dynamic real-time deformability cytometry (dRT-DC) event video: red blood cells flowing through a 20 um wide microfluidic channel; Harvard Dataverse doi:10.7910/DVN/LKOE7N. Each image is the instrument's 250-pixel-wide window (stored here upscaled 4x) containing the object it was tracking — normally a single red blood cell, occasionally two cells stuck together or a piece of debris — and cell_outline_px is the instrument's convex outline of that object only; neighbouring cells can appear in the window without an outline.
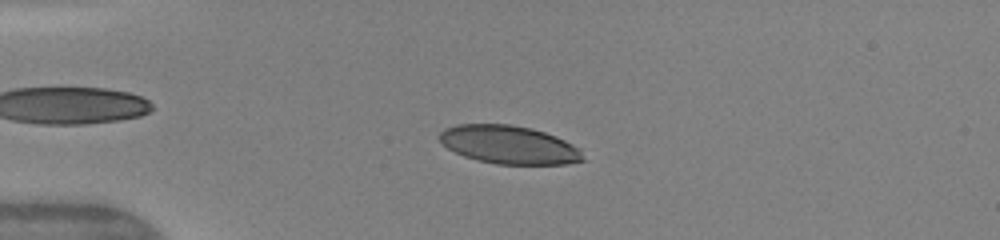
{"species": "human", "species_latin": "Homo sapiens", "temperature_condition": "warm", "stored_images_in_passage": 48, "camera_frame_rate_fps": 3000, "um_per_image_px": 0.085, "donor": {"sex": "female"}, "frame": {"image": 1, "passage_image": 12, "time_ms": 3.667, "image_size_px": [1000, 240], "cell_outline_px": [[584, 160], [568, 164], [496, 164], [476, 160], [464, 156], [448, 148], [440, 140], [440, 132], [444, 128], [456, 124], [512, 124], [532, 128], [556, 136], [580, 148]], "centroid_in_image_um": [43.27, 12.3], "position_along_channel_um": 41.7, "area_um2": 32.02}}
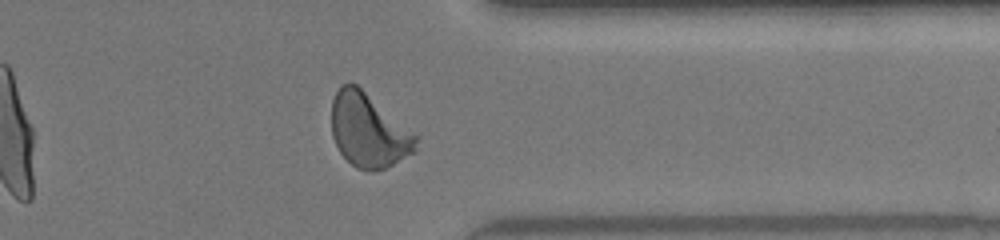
{"frame": {"image": 2, "passage_image": 39, "time_ms": 12.667, "image_size_px": [1000, 240], "cell_outline_px": [[420, 136], [416, 152], [384, 168], [372, 172], [356, 168], [340, 152], [332, 136], [332, 100], [336, 92], [348, 80], [356, 84]], "centroid_in_image_um": [31.37, 11.09], "position_along_channel_um": 380.0, "area_um2": 36.53}}
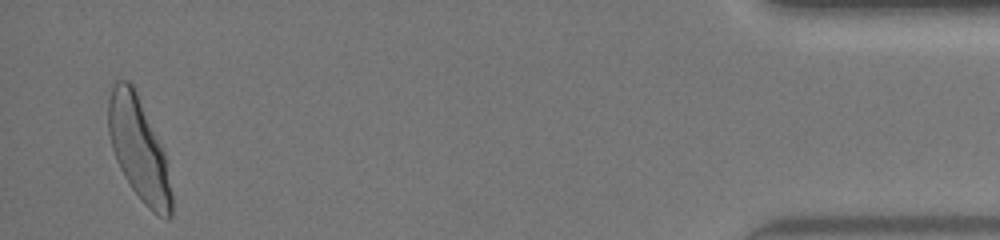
{"frame": {"image": 3, "passage_image": 47, "time_ms": 15.333, "image_size_px": [1000, 240], "cell_outline_px": [[172, 216], [168, 220], [164, 220], [152, 212], [144, 204], [132, 188], [124, 176], [116, 160], [112, 148], [108, 132], [108, 100], [112, 84], [116, 80], [128, 80], [132, 84], [136, 92], [164, 156], [172, 196]], "centroid_in_image_um": [11.76, 12.71], "position_along_channel_um": 423.4, "area_um2": 36.99}, "authors_computed_cell_mechanics": {"area_um2": 35.2002, "velocity_mm_per_s": 4.1727, "shape_relaxation_time_tau1_ms": 3.2382, "shape_relaxation_time_tau2_ms": null, "deformation_change_tau1": 0.1573, "deformation_change_tau2": null}}